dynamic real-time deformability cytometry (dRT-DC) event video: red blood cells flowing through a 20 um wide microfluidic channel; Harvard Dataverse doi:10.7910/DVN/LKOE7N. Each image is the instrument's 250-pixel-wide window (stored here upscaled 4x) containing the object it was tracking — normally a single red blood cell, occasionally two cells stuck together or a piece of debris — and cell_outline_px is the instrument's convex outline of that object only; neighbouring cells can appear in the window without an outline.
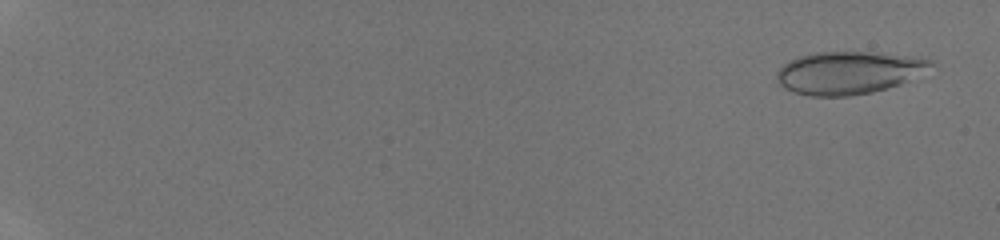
{"species": "human", "species_latin": "Homo sapiens", "temperature_condition": "room temperature", "stored_images_in_passage": 48, "camera_frame_rate_fps": 3000, "um_per_image_px": 0.085, "donor": {"sex": "male"}, "frame": {"image": 1, "passage_image": 3, "time_ms": 0.667, "image_size_px": [1000, 240], "cell_outline_px": [[936, 64], [900, 84], [872, 92], [848, 96], [808, 96], [784, 88], [776, 80], [776, 72], [788, 60], [812, 52], [872, 52], [904, 56], [932, 60]], "centroid_in_image_um": [72.06, 6.18], "position_along_channel_um": 12.9, "area_um2": 37.92}}
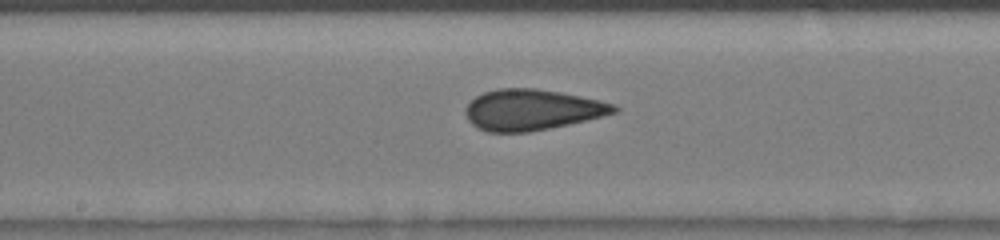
{"frame": {"image": 2, "passage_image": 29, "time_ms": 9.333, "image_size_px": [1000, 240], "cell_outline_px": [[620, 108], [616, 112], [568, 124], [528, 132], [488, 132], [476, 128], [468, 120], [464, 112], [464, 108], [476, 96], [484, 92], [500, 88], [536, 88], [560, 92], [600, 100], [616, 104]], "centroid_in_image_um": [45.18, 9.33], "position_along_channel_um": 203.0, "area_um2": 35.26}}
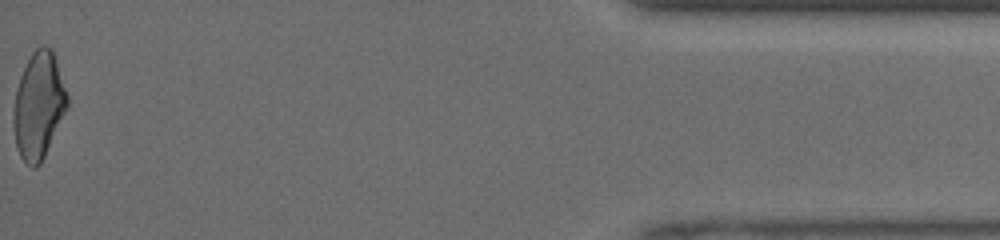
{"frame": {"image": 3, "passage_image": 48, "time_ms": 15.667, "image_size_px": [1000, 240], "cell_outline_px": [[68, 108], [40, 164], [36, 168], [32, 168], [20, 156], [16, 148], [12, 124], [12, 112], [16, 88], [20, 76], [32, 52], [36, 48], [44, 44], [52, 48], [68, 96]], "centroid_in_image_um": [3.27, 8.98], "position_along_channel_um": 431.9, "area_um2": 33.64}}